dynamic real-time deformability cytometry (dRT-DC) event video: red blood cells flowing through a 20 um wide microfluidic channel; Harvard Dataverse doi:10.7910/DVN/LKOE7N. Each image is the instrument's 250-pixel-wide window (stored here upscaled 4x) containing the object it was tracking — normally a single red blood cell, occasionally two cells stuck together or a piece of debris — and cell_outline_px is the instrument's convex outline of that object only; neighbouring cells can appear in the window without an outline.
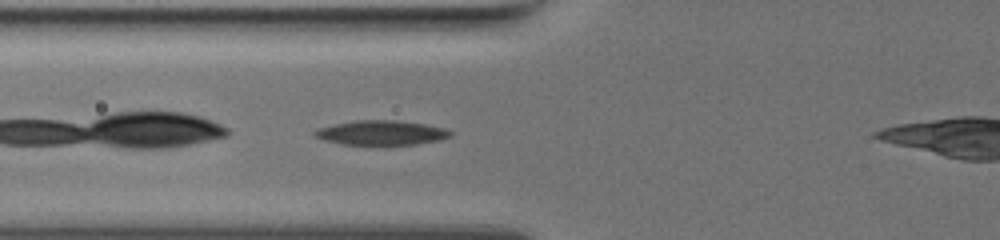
{"species": "common noctule bat (a hibernating species)", "species_latin": "Nyctalus noctula", "temperature_condition": "warm", "stored_images_in_passage": 39, "camera_frame_rate_fps": 3000, "um_per_image_px": 0.085, "animal": {"sex": "female", "body_mass_g": 19.5, "forearm_length_mm": 54.1}, "frame": {"image": 1, "passage_image": 7, "time_ms": 2.0, "image_size_px": [1000, 240], "cell_outline_px": [[452, 136], [440, 140], [416, 144], [344, 144], [328, 140], [316, 136], [312, 132], [320, 128], [336, 124], [356, 120], [396, 120], [424, 124], [444, 128], [452, 132]], "centroid_in_image_um": [32.48, 11.27], "position_along_channel_um": 93.3, "area_um2": 18.96}}
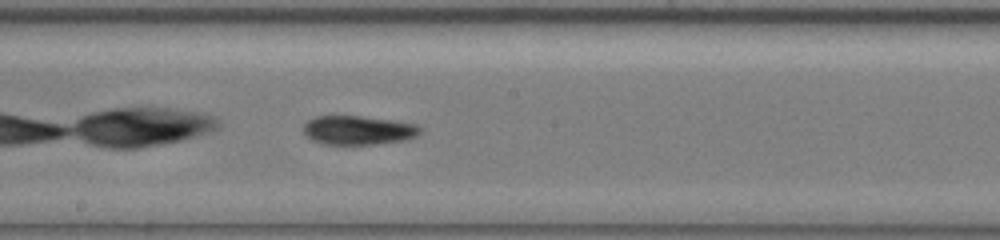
{"frame": {"image": 2, "passage_image": 18, "time_ms": 5.667, "image_size_px": [1000, 240], "cell_outline_px": [[424, 128], [416, 136], [404, 140], [372, 144], [320, 144], [312, 140], [304, 132], [304, 124], [308, 120], [316, 116], [360, 116], [392, 120], [416, 124]], "centroid_in_image_um": [30.45, 11.06], "position_along_channel_um": 217.7, "area_um2": 19.65}}
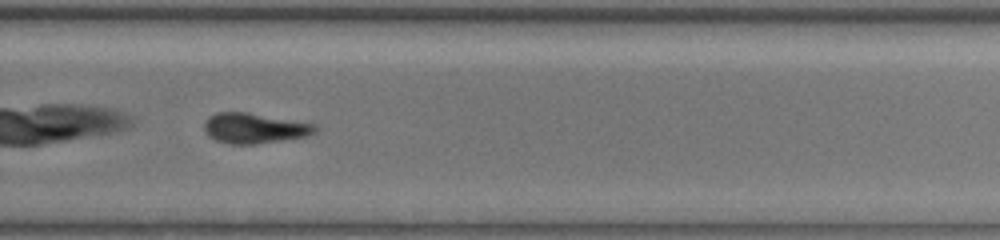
{"frame": {"image": 3, "passage_image": 26, "time_ms": 8.333, "image_size_px": [1000, 240], "cell_outline_px": [[316, 132], [308, 136], [284, 140], [256, 144], [228, 144], [216, 140], [208, 136], [204, 132], [204, 120], [208, 116], [216, 112], [248, 112], [316, 124]], "centroid_in_image_um": [21.59, 10.89], "position_along_channel_um": 308.2, "area_um2": 19.83}}